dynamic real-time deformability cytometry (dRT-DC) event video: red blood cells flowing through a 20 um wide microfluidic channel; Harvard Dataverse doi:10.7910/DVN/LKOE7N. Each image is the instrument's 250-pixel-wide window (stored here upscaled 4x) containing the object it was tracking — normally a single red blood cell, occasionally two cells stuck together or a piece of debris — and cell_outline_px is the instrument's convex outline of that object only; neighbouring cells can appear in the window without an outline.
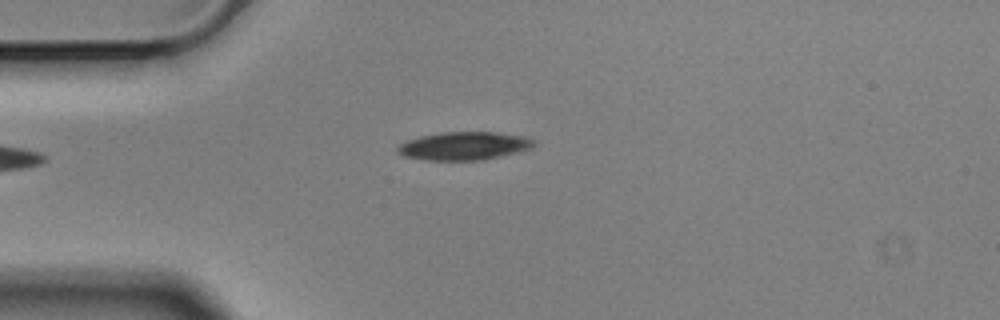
{"species": "Egyptian fruit bat (a non-hibernating species)", "species_latin": "Rousettus aegyptiacus", "temperature_condition": "cold", "stored_images_in_passage": 3, "camera_frame_rate_fps": 3000, "um_per_image_px": 0.085, "animal": {"sex": "male"}, "frame": {"image": 1, "passage_image": 1, "time_ms": 0.0, "image_size_px": [1000, 320], "cell_outline_px": [[536, 144], [532, 148], [484, 160], [424, 160], [404, 156], [396, 152], [396, 148], [400, 144], [408, 140], [420, 136], [440, 132], [492, 132], [524, 136], [536, 140]], "centroid_in_image_um": [39.44, 12.4], "position_along_channel_um": 45.6, "area_um2": 22.43}}
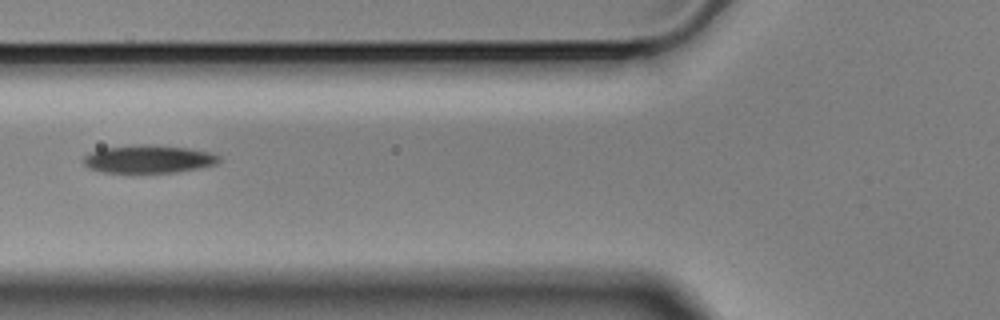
{"frame": {"image": 2, "passage_image": 3, "time_ms": 0.667, "image_size_px": [1000, 320], "cell_outline_px": [[220, 160], [216, 164], [200, 168], [176, 172], [100, 172], [88, 168], [84, 164], [84, 156], [100, 148], [188, 148], [212, 152], [220, 156]], "centroid_in_image_um": [12.67, 13.58], "position_along_channel_um": 113.1, "area_um2": 20.75}}